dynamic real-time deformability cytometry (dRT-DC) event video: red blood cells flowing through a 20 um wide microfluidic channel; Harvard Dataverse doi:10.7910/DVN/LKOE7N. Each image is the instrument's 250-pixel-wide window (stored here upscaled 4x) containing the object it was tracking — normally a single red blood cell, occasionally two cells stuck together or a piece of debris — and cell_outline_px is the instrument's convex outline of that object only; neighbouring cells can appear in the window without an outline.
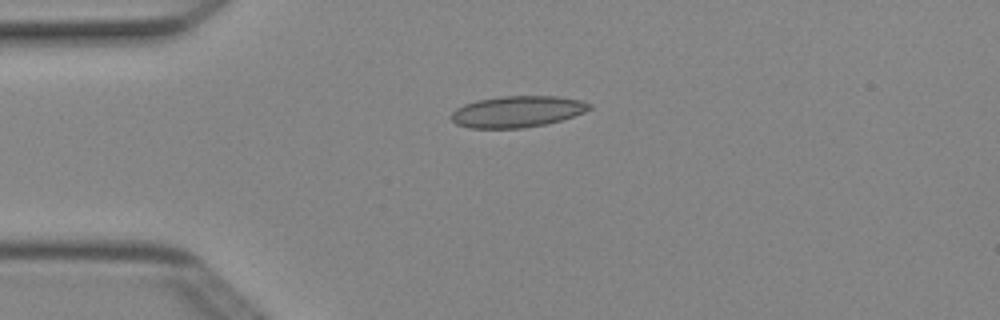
{"species": "Egyptian fruit bat (a non-hibernating species)", "species_latin": "Rousettus aegyptiacus", "temperature_condition": "cold", "stored_images_in_passage": 3, "camera_frame_rate_fps": 3000, "um_per_image_px": 0.085, "animal": {"sex": "female"}, "frame": {"image": 1, "passage_image": 1, "time_ms": 0.0, "image_size_px": [1000, 320], "cell_outline_px": [[592, 108], [584, 112], [560, 120], [544, 124], [524, 128], [468, 128], [456, 124], [452, 120], [452, 112], [456, 108], [464, 104], [476, 100], [500, 96], [556, 96], [580, 100], [592, 104]], "centroid_in_image_um": [43.95, 9.48], "position_along_channel_um": 41.1, "area_um2": 25.2}}
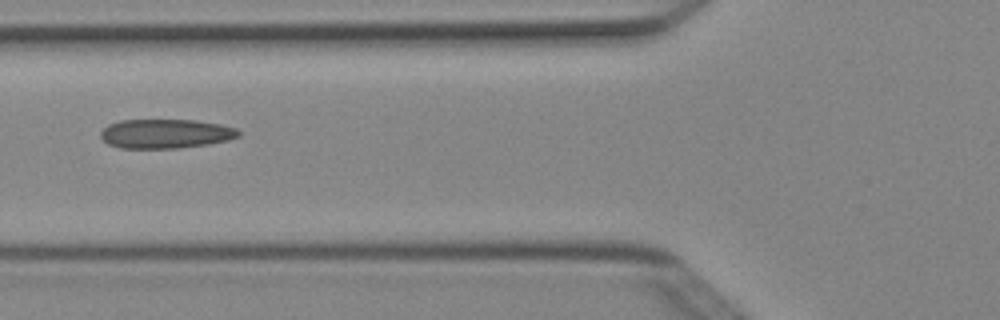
{"frame": {"image": 2, "passage_image": 3, "time_ms": 0.667, "image_size_px": [1000, 320], "cell_outline_px": [[240, 136], [228, 140], [208, 144], [176, 148], [120, 148], [108, 144], [100, 136], [100, 132], [108, 124], [120, 120], [196, 120], [220, 124], [236, 128], [240, 132]], "centroid_in_image_um": [14.07, 11.36], "position_along_channel_um": 111.7, "area_um2": 23.52}}